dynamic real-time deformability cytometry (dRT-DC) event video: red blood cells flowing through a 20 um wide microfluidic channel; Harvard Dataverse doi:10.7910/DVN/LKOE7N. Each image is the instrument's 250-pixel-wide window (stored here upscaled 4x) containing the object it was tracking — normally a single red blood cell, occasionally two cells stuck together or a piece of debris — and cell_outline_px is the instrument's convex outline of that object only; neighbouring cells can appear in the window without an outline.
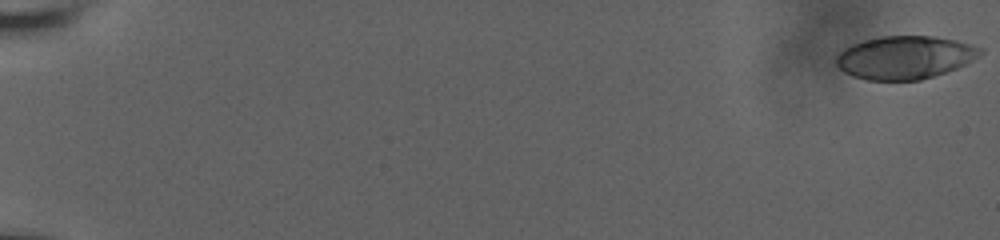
{"species": "human", "species_latin": "Homo sapiens", "temperature_condition": "room temperature", "stored_images_in_passage": 61, "camera_frame_rate_fps": 3000, "um_per_image_px": 0.085, "donor": {"sex": "male"}, "frame": {"image": 1, "passage_image": 1, "time_ms": 0.0, "image_size_px": [1000, 240], "cell_outline_px": [[984, 52], [980, 56], [956, 68], [920, 80], [868, 80], [852, 76], [844, 72], [836, 64], [836, 56], [844, 48], [852, 44], [864, 40], [880, 36], [936, 36], [956, 40], [984, 48]], "centroid_in_image_um": [76.92, 4.87], "position_along_channel_um": 8.1, "area_um2": 36.18}}
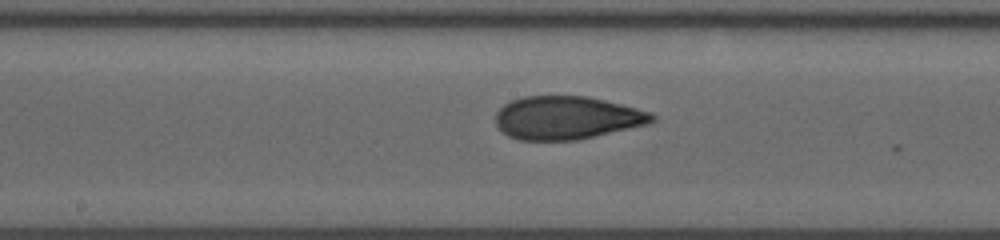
{"frame": {"image": 2, "passage_image": 35, "time_ms": 11.333, "image_size_px": [1000, 240], "cell_outline_px": [[656, 120], [648, 124], [576, 140], [520, 140], [508, 136], [496, 124], [496, 112], [504, 104], [512, 100], [524, 96], [588, 96], [652, 112], [656, 116]], "centroid_in_image_um": [48.18, 10.01], "position_along_channel_um": 200.0, "area_um2": 39.19}}
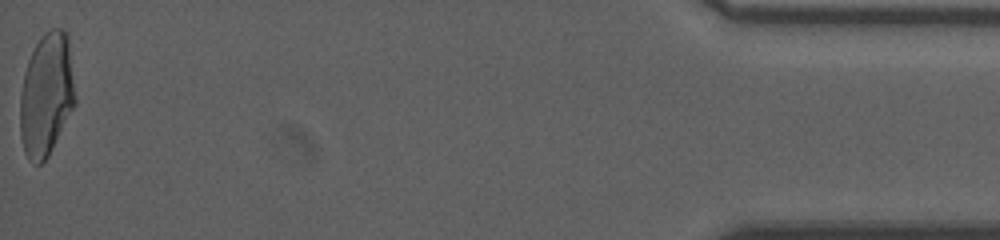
{"frame": {"image": 3, "passage_image": 61, "time_ms": 20.0, "image_size_px": [1000, 240], "cell_outline_px": [[76, 104], [48, 156], [40, 164], [32, 164], [28, 160], [24, 152], [20, 136], [20, 92], [24, 72], [28, 60], [36, 44], [44, 32], [52, 28], [60, 28], [68, 32], [76, 96]], "centroid_in_image_um": [3.95, 8.04], "position_along_channel_um": 431.2, "area_um2": 40.11}, "authors_computed_cell_mechanics": {"area_um2": 38.6104, "velocity_mm_per_s": 3.6538, "shape_relaxation_time_tau1_ms": null, "shape_relaxation_time_tau2_ms": 1.1666, "deformation_change_tau1": null, "deformation_change_tau2": 0.0736}}